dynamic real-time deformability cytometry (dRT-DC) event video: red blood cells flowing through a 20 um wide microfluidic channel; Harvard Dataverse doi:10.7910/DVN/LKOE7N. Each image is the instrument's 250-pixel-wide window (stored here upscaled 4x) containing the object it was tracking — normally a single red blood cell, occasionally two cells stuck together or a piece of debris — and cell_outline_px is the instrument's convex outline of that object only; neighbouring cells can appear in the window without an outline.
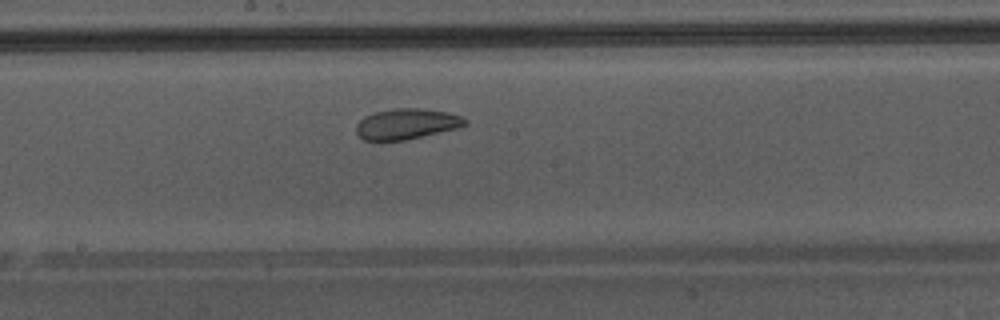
{"species": "Egyptian fruit bat (a non-hibernating species)", "species_latin": "Rousettus aegyptiacus", "temperature_condition": "warm", "stored_images_in_passage": 37, "camera_frame_rate_fps": 3000, "um_per_image_px": 0.085, "animal": {"sex": "male"}, "frame": {"image": 1, "passage_image": 16, "time_ms": 5.0, "image_size_px": [1000, 320], "cell_outline_px": [[468, 124], [460, 128], [404, 140], [364, 140], [356, 132], [356, 124], [364, 116], [376, 112], [392, 108], [420, 108], [448, 112], [464, 116], [468, 120]], "centroid_in_image_um": [34.62, 10.52], "position_along_channel_um": 213.6, "area_um2": 19.59}, "authors_computed_cell_mechanics": {"area_um2": 21.675, "velocity_mm_per_s": 4.309, "shape_relaxation_time_tau1_ms": null, "shape_relaxation_time_tau2_ms": 1.6291, "deformation_change_tau1": null, "deformation_change_tau2": 0.0671}}